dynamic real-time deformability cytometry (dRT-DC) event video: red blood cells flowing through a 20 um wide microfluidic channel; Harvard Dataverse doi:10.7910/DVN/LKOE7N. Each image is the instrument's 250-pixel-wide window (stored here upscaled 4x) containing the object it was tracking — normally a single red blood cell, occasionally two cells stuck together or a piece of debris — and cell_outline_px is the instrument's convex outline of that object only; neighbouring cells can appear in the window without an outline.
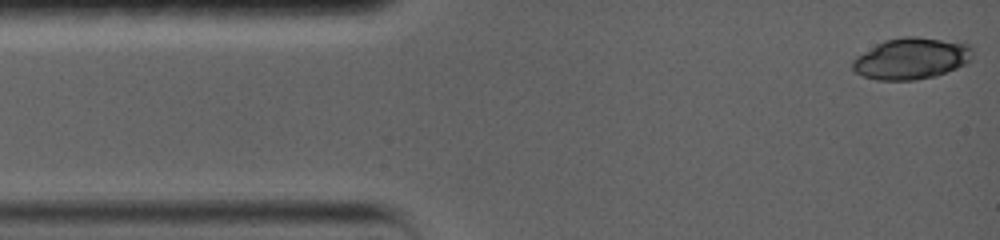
{"species": "common noctule bat (a hibernating species)", "species_latin": "Nyctalus noctula", "temperature_condition": "warm", "stored_images_in_passage": 9, "camera_frame_rate_fps": 5000, "um_per_image_px": 0.085, "animal": {"sex": "female", "body_mass_g": 19.0, "forearm_length_mm": 56.7}, "frame": {"image": 1, "passage_image": 1, "time_ms": 0.0, "image_size_px": [1000, 240], "cell_outline_px": [[972, 56], [964, 64], [956, 68], [936, 76], [916, 80], [876, 80], [864, 76], [856, 72], [852, 68], [852, 60], [856, 56], [884, 40], [904, 36], [916, 36], [964, 40], [972, 44]], "centroid_in_image_um": [77.52, 4.94], "position_along_channel_um": 7.5, "area_um2": 29.54}}
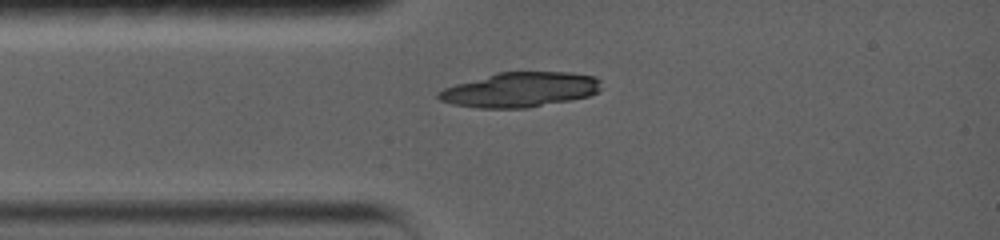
{"frame": {"image": 2, "passage_image": 9, "time_ms": 2.8, "image_size_px": [1000, 240], "cell_outline_px": [[600, 88], [596, 92], [588, 96], [528, 108], [480, 108], [452, 104], [440, 100], [436, 96], [436, 92], [444, 88], [456, 84], [496, 72], [568, 72], [596, 76], [600, 80]], "centroid_in_image_um": [44.18, 7.62], "position_along_channel_um": 40.8, "area_um2": 32.95}}